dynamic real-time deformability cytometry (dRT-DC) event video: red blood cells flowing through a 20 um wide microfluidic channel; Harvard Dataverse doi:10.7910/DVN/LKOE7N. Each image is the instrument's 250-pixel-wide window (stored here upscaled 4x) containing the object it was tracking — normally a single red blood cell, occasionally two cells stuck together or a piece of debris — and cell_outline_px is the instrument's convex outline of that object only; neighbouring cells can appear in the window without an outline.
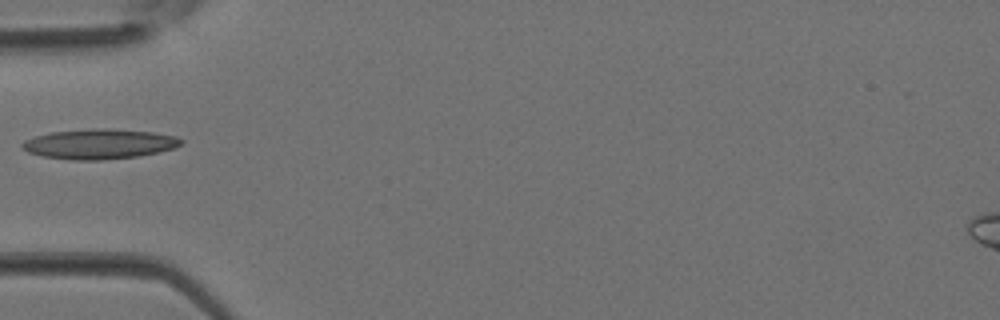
{"species": "Egyptian fruit bat (a non-hibernating species)", "species_latin": "Rousettus aegyptiacus", "temperature_condition": "room temperature", "stored_images_in_passage": 2, "camera_frame_rate_fps": 3000, "um_per_image_px": 0.085, "animal": {"sex": "female"}, "frame": {"image": 1, "passage_image": 2, "time_ms": 0.333, "image_size_px": [1000, 320], "cell_outline_px": [[184, 140], [180, 144], [172, 148], [140, 156], [100, 160], [72, 160], [44, 156], [28, 152], [20, 148], [20, 144], [24, 140], [36, 136], [52, 132], [96, 128], [104, 128], [152, 132], [176, 136]], "centroid_in_image_um": [8.41, 12.24], "position_along_channel_um": 76.6, "area_um2": 27.57}}